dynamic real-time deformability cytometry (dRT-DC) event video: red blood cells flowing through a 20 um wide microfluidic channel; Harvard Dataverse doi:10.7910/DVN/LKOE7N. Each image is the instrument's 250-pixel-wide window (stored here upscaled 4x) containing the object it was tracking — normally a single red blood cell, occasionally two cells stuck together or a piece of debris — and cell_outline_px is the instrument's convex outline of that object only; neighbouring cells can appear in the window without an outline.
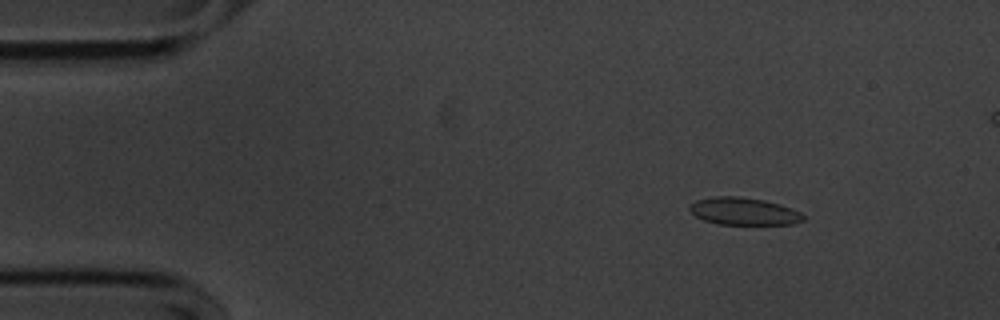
{"species": "common noctule bat (a hibernating species)", "species_latin": "Nyctalus noctula", "temperature_condition": "cold", "stored_images_in_passage": 50, "camera_frame_rate_fps": 3000, "um_per_image_px": 0.085, "animal": {"sex": "male", "body_mass_g": 20.1, "forearm_length_mm": 53.5}, "frame": {"image": 1, "passage_image": 2, "time_ms": 0.333, "image_size_px": [1000, 320], "cell_outline_px": [[804, 220], [792, 224], [716, 224], [704, 220], [696, 216], [688, 208], [696, 200], [712, 196], [736, 196], [764, 200], [780, 204], [792, 208], [800, 212], [804, 216]], "centroid_in_image_um": [63.22, 17.96], "position_along_channel_um": 21.8, "area_um2": 18.09}}
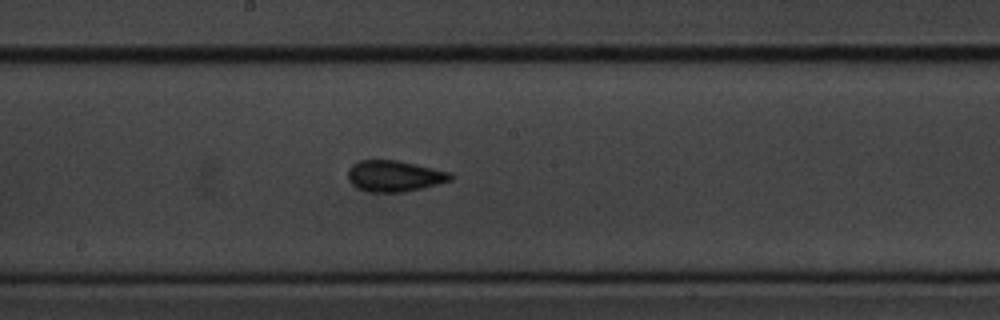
{"frame": {"image": 2, "passage_image": 24, "time_ms": 7.667, "image_size_px": [1000, 320], "cell_outline_px": [[452, 180], [404, 192], [368, 192], [356, 188], [348, 180], [348, 168], [352, 164], [360, 160], [396, 160], [416, 164], [452, 172]], "centroid_in_image_um": [33.49, 14.96], "position_along_channel_um": 214.7, "area_um2": 18.67}}
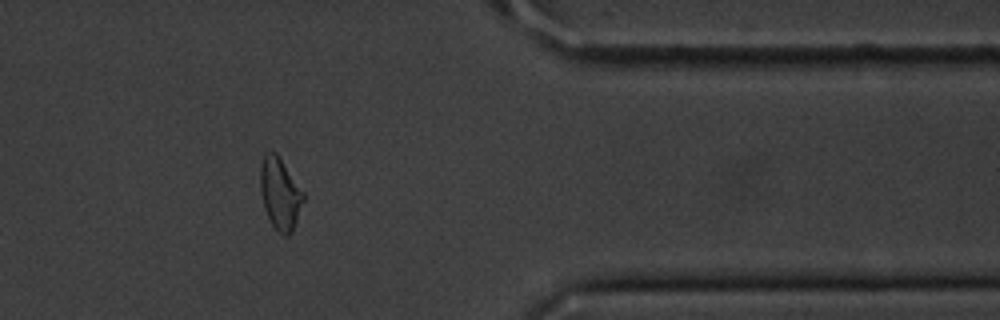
{"frame": {"image": 3, "passage_image": 40, "time_ms": 13.0, "image_size_px": [1000, 320], "cell_outline_px": [[304, 200], [292, 232], [288, 236], [284, 236], [272, 224], [264, 208], [260, 192], [260, 164], [264, 156], [268, 152], [276, 152], [304, 192]], "centroid_in_image_um": [23.8, 16.45], "position_along_channel_um": 387.6, "area_um2": 17.86}}